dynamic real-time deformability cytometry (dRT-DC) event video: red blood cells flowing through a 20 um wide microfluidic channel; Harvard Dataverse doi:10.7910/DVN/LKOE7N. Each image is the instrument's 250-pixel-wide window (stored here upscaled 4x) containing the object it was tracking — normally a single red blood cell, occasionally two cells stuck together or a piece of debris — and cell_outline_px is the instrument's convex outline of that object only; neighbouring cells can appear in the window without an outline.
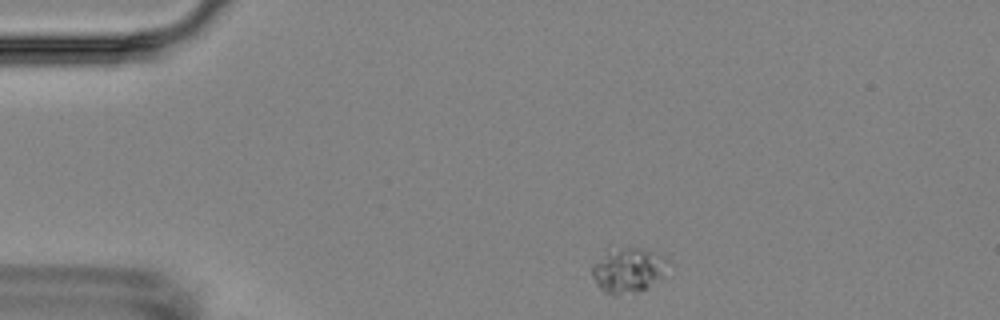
{"species": "Egyptian fruit bat (a non-hibernating species)", "species_latin": "Rousettus aegyptiacus", "temperature_condition": "room temperature", "stored_images_in_passage": 4, "camera_frame_rate_fps": 3000, "um_per_image_px": 0.085, "animal": {"sex": "female"}, "frame": {"image": 1, "passage_image": 1, "time_ms": 0.0, "image_size_px": [1000, 320], "cell_outline_px": [[672, 264], [660, 276], [640, 292], [612, 296], [604, 292], [600, 288], [592, 276], [592, 264], [608, 244], [640, 248], [664, 256]], "centroid_in_image_um": [53.32, 22.89], "position_along_channel_um": 31.7, "area_um2": 20.63}}